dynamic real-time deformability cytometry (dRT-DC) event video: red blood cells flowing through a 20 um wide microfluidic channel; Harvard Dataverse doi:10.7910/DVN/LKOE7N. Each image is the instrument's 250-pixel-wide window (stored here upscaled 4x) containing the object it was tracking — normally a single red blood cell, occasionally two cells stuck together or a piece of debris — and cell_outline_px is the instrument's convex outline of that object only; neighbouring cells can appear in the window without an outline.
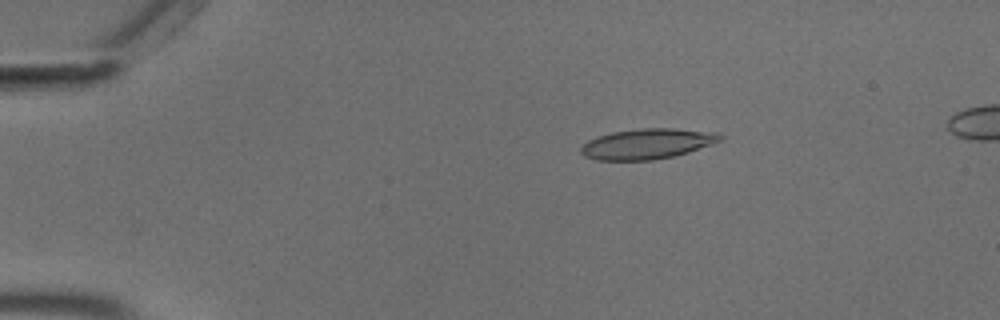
{"species": "common noctule bat (a hibernating species)", "species_latin": "Nyctalus noctula", "temperature_condition": "cold", "stored_images_in_passage": 56, "segment_of_instrument_passage": [1, 2], "camera_frame_rate_fps": 3000, "um_per_image_px": 0.085, "animal": {"sex": "male", "body_mass_g": 18.8}, "frame": {"image": 1, "passage_image": 10, "time_ms": 3.0, "image_size_px": [1000, 320], "cell_outline_px": [[724, 140], [676, 156], [652, 160], [596, 160], [584, 156], [580, 152], [580, 148], [588, 140], [596, 136], [612, 132], [640, 128], [672, 128], [716, 132], [724, 136]], "centroid_in_image_um": [55.03, 12.22], "position_along_channel_um": 30.0, "area_um2": 24.85}}
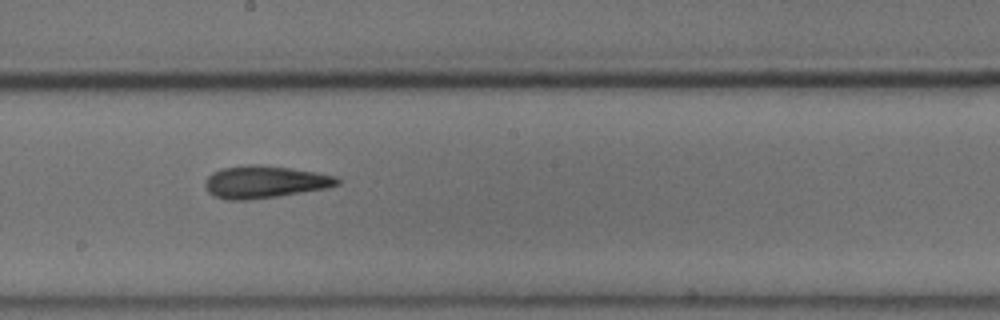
{"frame": {"image": 2, "passage_image": 31, "time_ms": 10.0, "image_size_px": [1000, 320], "cell_outline_px": [[340, 184], [328, 188], [276, 196], [248, 200], [228, 200], [212, 196], [208, 192], [204, 184], [204, 180], [212, 172], [220, 168], [248, 164], [260, 164], [316, 172], [336, 176], [340, 180]], "centroid_in_image_um": [22.46, 15.46], "position_along_channel_um": 225.7, "area_um2": 25.09}}
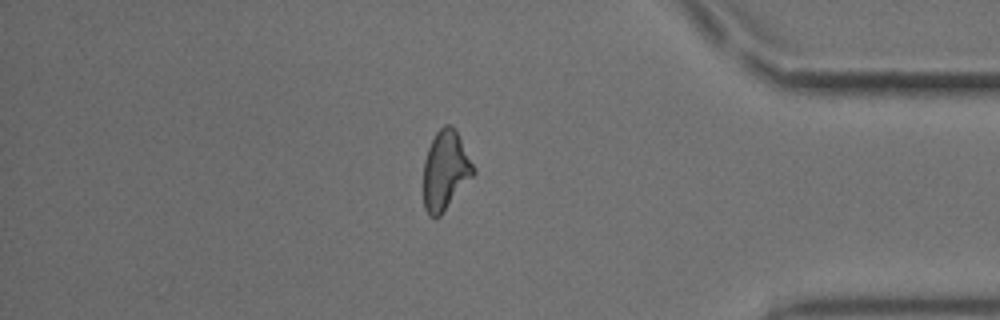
{"frame": {"image": 3, "passage_image": 47, "time_ms": 15.333, "image_size_px": [1000, 320], "cell_outline_px": [[476, 172], [440, 216], [436, 220], [428, 216], [424, 208], [424, 160], [428, 148], [436, 132], [444, 124], [452, 124], [456, 128], [476, 168]], "centroid_in_image_um": [37.87, 14.47], "position_along_channel_um": 397.3, "area_um2": 23.35}}